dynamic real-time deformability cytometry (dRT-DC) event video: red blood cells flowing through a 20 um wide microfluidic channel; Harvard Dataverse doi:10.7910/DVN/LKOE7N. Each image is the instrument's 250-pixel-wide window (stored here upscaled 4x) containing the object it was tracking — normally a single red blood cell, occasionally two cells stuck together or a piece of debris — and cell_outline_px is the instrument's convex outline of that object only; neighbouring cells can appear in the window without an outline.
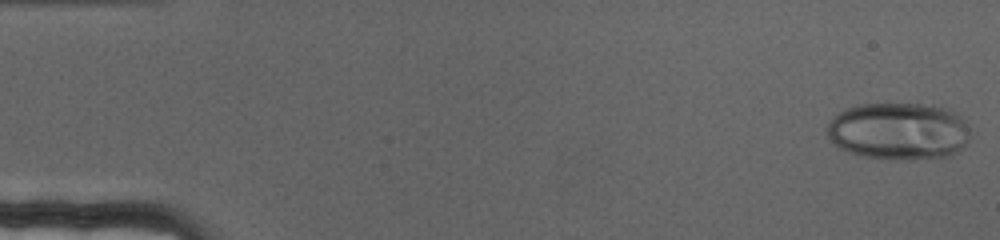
{"species": "human", "species_latin": "Homo sapiens", "temperature_condition": "cold", "stored_images_in_passage": 69, "camera_frame_rate_fps": 3000, "um_per_image_px": 0.085, "donor": {"sex": "female"}, "frame": {"image": 1, "passage_image": 1, "time_ms": 0.0, "image_size_px": [1000, 240], "cell_outline_px": [[968, 140], [956, 152], [948, 156], [908, 160], [864, 156], [848, 152], [840, 148], [828, 136], [828, 124], [840, 112], [856, 104], [940, 104], [952, 108], [968, 124]], "centroid_in_image_um": [76.44, 11.12], "position_along_channel_um": 8.6, "area_um2": 47.8}}
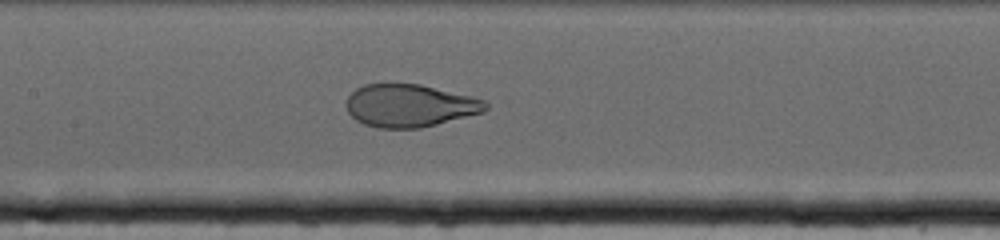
{"frame": {"image": 2, "passage_image": 33, "time_ms": 10.667, "image_size_px": [1000, 240], "cell_outline_px": [[488, 108], [484, 112], [420, 128], [376, 128], [364, 124], [356, 120], [348, 112], [344, 104], [348, 96], [356, 88], [364, 84], [420, 84], [472, 96], [484, 100], [488, 104]], "centroid_in_image_um": [34.81, 8.98], "position_along_channel_um": 172.6, "area_um2": 34.74}}
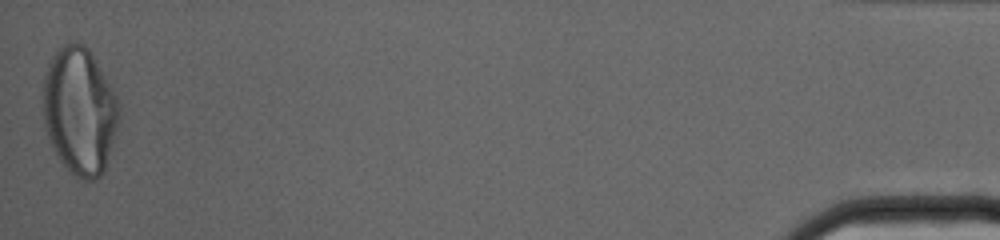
{"frame": {"image": 3, "passage_image": 69, "time_ms": 22.667, "image_size_px": [1000, 240], "cell_outline_px": [[120, 124], [104, 172], [96, 180], [84, 180], [76, 176], [60, 160], [52, 148], [44, 128], [44, 76], [48, 64], [56, 48], [68, 40], [72, 40], [84, 44], [92, 52], [112, 88], [120, 104]], "centroid_in_image_um": [6.79, 9.4], "position_along_channel_um": 428.4, "area_um2": 57.16}}